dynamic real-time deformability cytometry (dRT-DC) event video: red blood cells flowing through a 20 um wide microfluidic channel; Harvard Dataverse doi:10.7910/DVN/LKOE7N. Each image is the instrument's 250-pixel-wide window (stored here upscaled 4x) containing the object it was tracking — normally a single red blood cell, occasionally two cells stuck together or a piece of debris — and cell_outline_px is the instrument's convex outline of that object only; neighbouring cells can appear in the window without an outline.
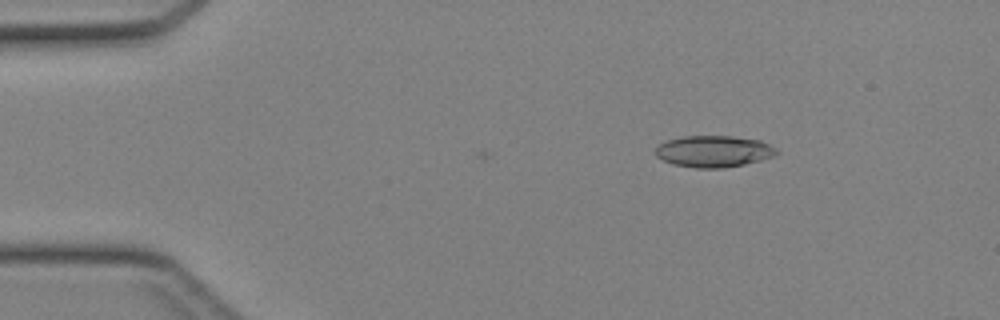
{"species": "Egyptian fruit bat (a non-hibernating species)", "species_latin": "Rousettus aegyptiacus", "temperature_condition": "cold", "stored_images_in_passage": 4, "camera_frame_rate_fps": 3000, "um_per_image_px": 0.085, "animal": {"sex": "female"}, "frame": {"image": 1, "passage_image": 4, "time_ms": 1.0, "image_size_px": [1000, 320], "cell_outline_px": [[780, 152], [776, 156], [744, 164], [724, 168], [696, 168], [676, 164], [664, 160], [656, 156], [656, 148], [660, 144], [668, 140], [684, 136], [732, 136], [760, 140], [776, 148]], "centroid_in_image_um": [60.72, 12.86], "position_along_channel_um": 24.3, "area_um2": 22.14}}